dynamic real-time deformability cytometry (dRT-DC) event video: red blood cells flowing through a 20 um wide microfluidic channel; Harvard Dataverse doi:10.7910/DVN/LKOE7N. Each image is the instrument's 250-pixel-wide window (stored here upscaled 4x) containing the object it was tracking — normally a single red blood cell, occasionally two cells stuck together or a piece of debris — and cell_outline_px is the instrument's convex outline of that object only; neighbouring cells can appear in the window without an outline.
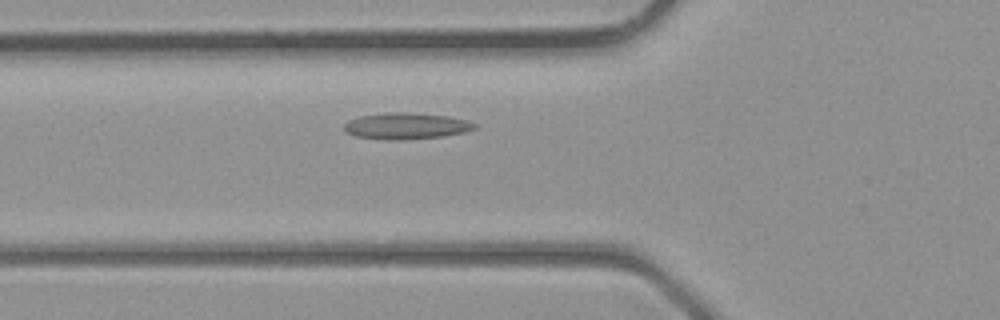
{"species": "common noctule bat (a hibernating species)", "species_latin": "Nyctalus noctula", "temperature_condition": "room temperature", "stored_images_in_passage": 34, "camera_frame_rate_fps": 3000, "um_per_image_px": 0.085, "animal": {"sex": "male", "body_mass_g": 23.1, "forearm_length_mm": 52.7}, "frame": {"image": 1, "passage_image": 9, "time_ms": 2.667, "image_size_px": [1000, 320], "cell_outline_px": [[476, 128], [464, 132], [444, 136], [404, 140], [384, 140], [356, 136], [344, 132], [344, 124], [348, 120], [360, 116], [384, 112], [408, 112], [448, 116], [468, 120], [476, 124]], "centroid_in_image_um": [34.5, 10.71], "position_along_channel_um": 91.3, "area_um2": 20.29}}
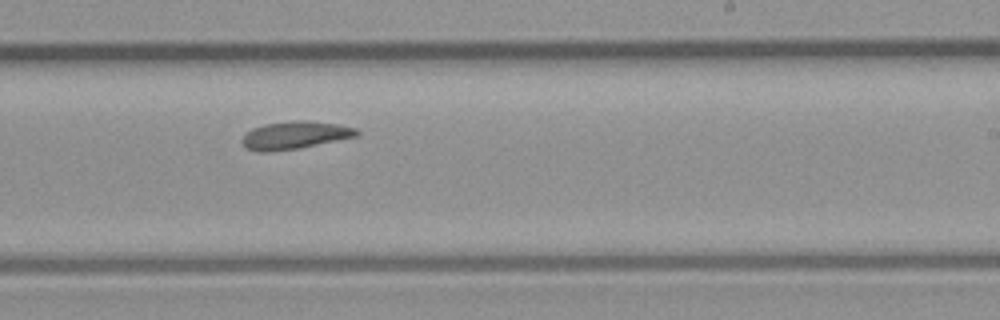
{"frame": {"image": 2, "passage_image": 19, "time_ms": 6.0, "image_size_px": [1000, 320], "cell_outline_px": [[360, 132], [356, 136], [300, 148], [268, 152], [256, 152], [248, 148], [240, 140], [252, 128], [264, 124], [300, 120], [308, 120], [336, 124], [356, 128]], "centroid_in_image_um": [25.05, 11.49], "position_along_channel_um": 263.9, "area_um2": 18.32}}
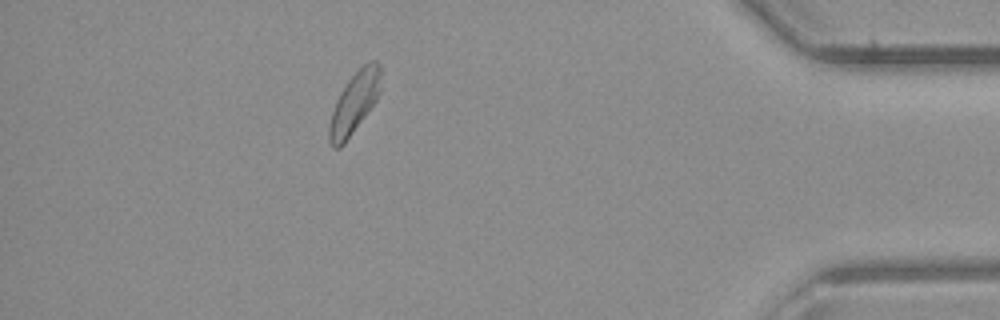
{"frame": {"image": 3, "passage_image": 30, "time_ms": 9.667, "image_size_px": [1000, 320], "cell_outline_px": [[380, 92], [376, 100], [344, 144], [340, 148], [332, 148], [328, 136], [328, 128], [332, 112], [336, 100], [340, 92], [348, 80], [368, 60], [376, 60], [380, 64]], "centroid_in_image_um": [30.11, 8.73], "position_along_channel_um": 405.1, "area_um2": 18.21}}